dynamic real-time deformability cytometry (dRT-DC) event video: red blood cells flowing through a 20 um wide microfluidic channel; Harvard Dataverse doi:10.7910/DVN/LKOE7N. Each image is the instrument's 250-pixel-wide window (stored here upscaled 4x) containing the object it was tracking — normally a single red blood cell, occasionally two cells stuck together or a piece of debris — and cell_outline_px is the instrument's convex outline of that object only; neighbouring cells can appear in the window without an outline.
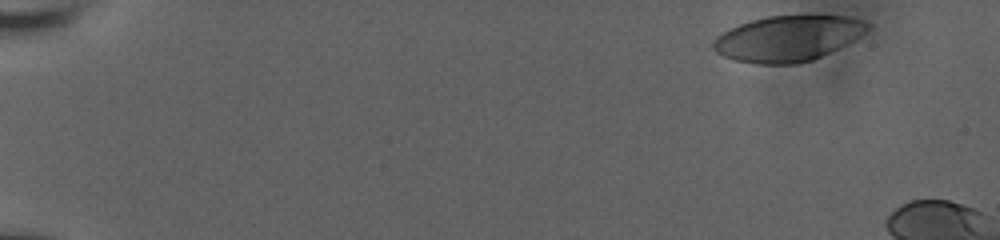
{"species": "human", "species_latin": "Homo sapiens", "temperature_condition": "room temperature", "stored_images_in_passage": 9, "camera_frame_rate_fps": 3000, "um_per_image_px": 0.085, "donor": {"sex": "male"}, "frame": {"image": 1, "passage_image": 1, "time_ms": 0.0, "image_size_px": [1000, 240], "cell_outline_px": [[872, 28], [860, 36], [812, 60], [792, 64], [760, 64], [736, 60], [724, 56], [716, 52], [712, 48], [712, 44], [716, 36], [728, 28], [752, 20], [768, 16], [848, 16], [864, 20], [872, 24]], "centroid_in_image_um": [66.96, 3.25], "position_along_channel_um": 18.0, "area_um2": 40.75}}